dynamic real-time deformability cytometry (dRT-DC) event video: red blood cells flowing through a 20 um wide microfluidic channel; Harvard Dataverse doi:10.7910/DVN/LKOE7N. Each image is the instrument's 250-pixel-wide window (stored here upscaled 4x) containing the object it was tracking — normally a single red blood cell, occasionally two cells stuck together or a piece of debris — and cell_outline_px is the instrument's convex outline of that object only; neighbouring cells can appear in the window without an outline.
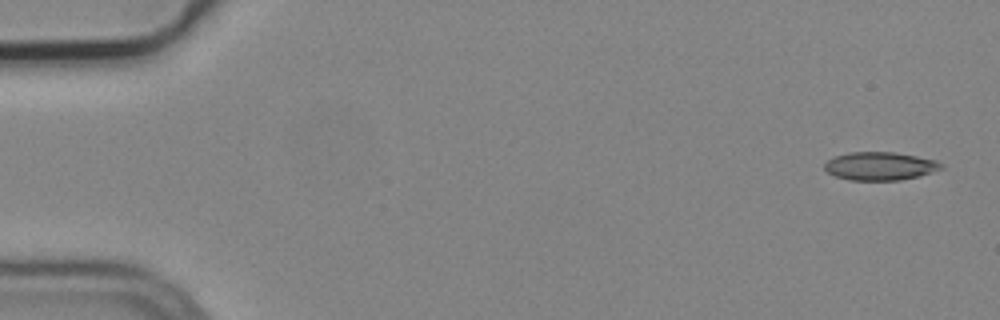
{"species": "common noctule bat (a hibernating species)", "species_latin": "Nyctalus noctula", "temperature_condition": "cold", "stored_images_in_passage": 2, "camera_frame_rate_fps": 3000, "um_per_image_px": 0.085, "animal": {"sex": "male", "body_mass_g": 19.2, "forearm_length_mm": 51.8}, "frame": {"image": 1, "passage_image": 1, "time_ms": 0.0, "image_size_px": [1000, 320], "cell_outline_px": [[944, 168], [920, 176], [900, 180], [848, 180], [836, 176], [828, 172], [824, 168], [824, 164], [828, 160], [836, 156], [848, 152], [896, 152], [936, 160], [944, 164]], "centroid_in_image_um": [74.83, 14.12], "position_along_channel_um": 10.2, "area_um2": 19.25}}